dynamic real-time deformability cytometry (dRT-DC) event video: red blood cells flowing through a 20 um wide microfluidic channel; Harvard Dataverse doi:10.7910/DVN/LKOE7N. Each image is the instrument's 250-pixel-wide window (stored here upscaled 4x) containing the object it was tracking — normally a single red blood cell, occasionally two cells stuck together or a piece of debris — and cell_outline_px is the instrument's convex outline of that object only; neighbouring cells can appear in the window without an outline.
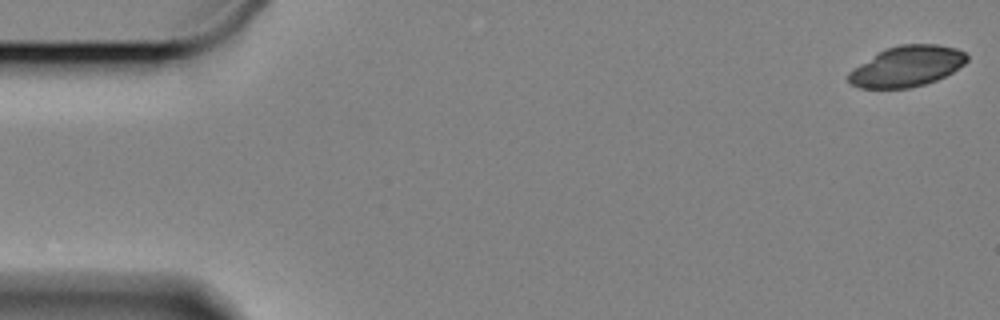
{"species": "Egyptian fruit bat (a non-hibernating species)", "species_latin": "Rousettus aegyptiacus", "temperature_condition": "cold", "stored_images_in_passage": 59, "camera_frame_rate_fps": 3000, "um_per_image_px": 0.085, "animal": {"sex": "female"}, "frame": {"image": 1, "passage_image": 1, "time_ms": 0.0, "image_size_px": [1000, 320], "cell_outline_px": [[968, 60], [964, 64], [952, 72], [936, 80], [924, 84], [908, 88], [860, 88], [852, 84], [848, 80], [848, 72], [884, 48], [900, 44], [936, 44], [956, 48], [964, 52], [968, 56]], "centroid_in_image_um": [77.09, 5.62], "position_along_channel_um": 7.9, "area_um2": 27.92}}
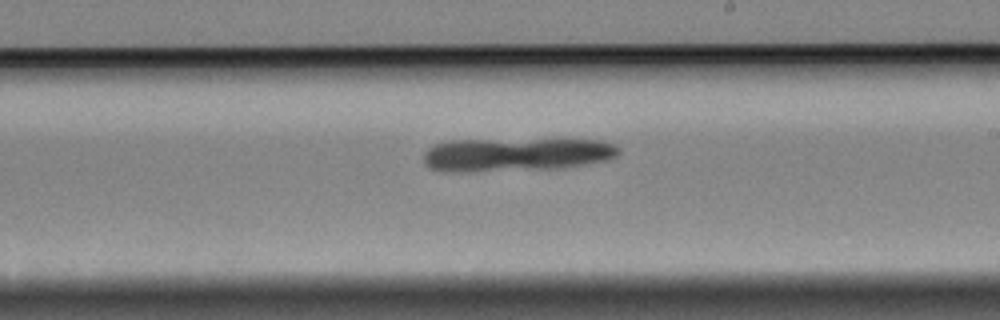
{"frame": {"image": 2, "passage_image": 34, "time_ms": 11.0, "image_size_px": [1000, 320], "cell_outline_px": [[620, 152], [616, 156], [604, 160], [584, 164], [552, 168], [464, 172], [444, 172], [428, 168], [424, 164], [424, 152], [432, 144], [452, 140], [600, 140], [616, 144], [620, 148]], "centroid_in_image_um": [43.78, 13.13], "position_along_channel_um": 245.2, "area_um2": 37.92}}
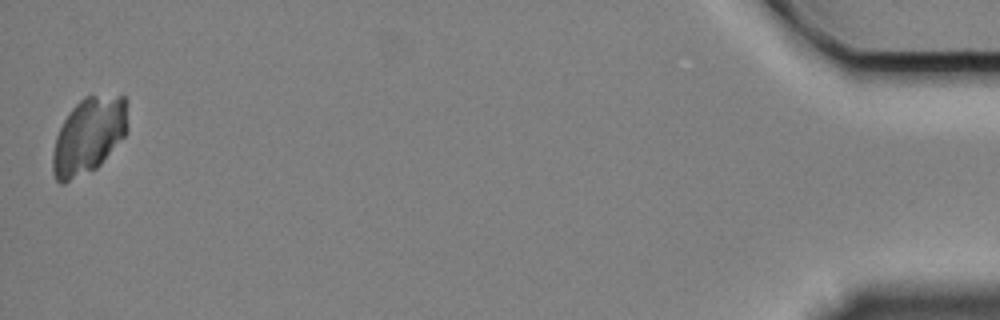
{"frame": {"image": 3, "passage_image": 59, "time_ms": 19.333, "image_size_px": [1000, 320], "cell_outline_px": [[128, 128], [124, 136], [100, 164], [96, 168], [64, 184], [60, 184], [56, 180], [52, 172], [52, 152], [56, 136], [64, 120], [72, 108], [84, 96], [124, 96], [128, 100]], "centroid_in_image_um": [7.54, 11.53], "position_along_channel_um": 427.7, "area_um2": 33.41}}